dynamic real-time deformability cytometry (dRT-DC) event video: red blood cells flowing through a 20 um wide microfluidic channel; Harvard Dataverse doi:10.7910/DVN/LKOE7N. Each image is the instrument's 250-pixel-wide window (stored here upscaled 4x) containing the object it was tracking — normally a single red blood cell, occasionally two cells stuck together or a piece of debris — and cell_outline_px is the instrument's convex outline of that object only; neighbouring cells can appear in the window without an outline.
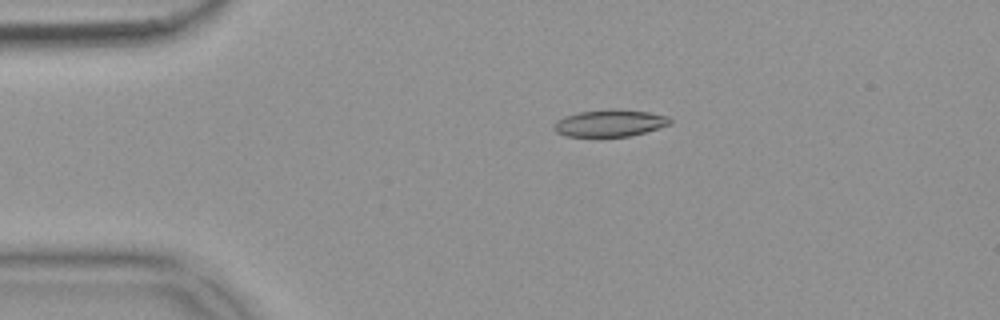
{"species": "common noctule bat (a hibernating species)", "species_latin": "Nyctalus noctula", "temperature_condition": "warm", "stored_images_in_passage": 55, "camera_frame_rate_fps": 3000, "um_per_image_px": 0.085, "animal": {"sex": "female", "body_mass_g": 18.4}, "frame": {"image": 1, "passage_image": 11, "time_ms": 3.333, "image_size_px": [1000, 320], "cell_outline_px": [[672, 124], [632, 136], [564, 136], [556, 132], [552, 128], [552, 124], [556, 120], [564, 116], [576, 112], [612, 108], [616, 108], [648, 112], [668, 116], [672, 120]], "centroid_in_image_um": [51.81, 10.45], "position_along_channel_um": 33.2, "area_um2": 18.61}}
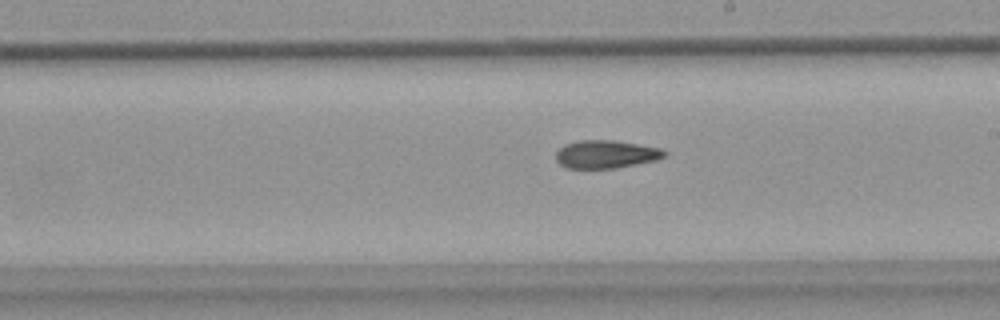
{"frame": {"image": 2, "passage_image": 31, "time_ms": 10.0, "image_size_px": [1000, 320], "cell_outline_px": [[668, 152], [664, 156], [656, 160], [616, 168], [568, 168], [560, 164], [556, 160], [556, 152], [564, 144], [580, 140], [612, 140], [660, 148]], "centroid_in_image_um": [51.49, 13.11], "position_along_channel_um": 237.5, "area_um2": 17.57}}
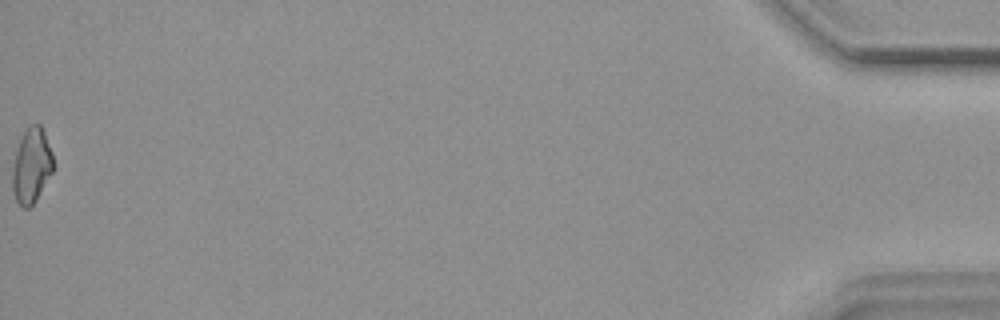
{"frame": {"image": 3, "passage_image": 55, "time_ms": 18.0, "image_size_px": [1000, 320], "cell_outline_px": [[52, 172], [36, 200], [28, 208], [24, 208], [16, 200], [12, 188], [12, 168], [16, 148], [24, 132], [32, 124], [40, 124], [44, 132], [52, 152]], "centroid_in_image_um": [2.66, 14.08], "position_along_channel_um": 432.5, "area_um2": 17.57}, "authors_computed_cell_mechanics": {"area_um2": 18.1492, "velocity_mm_per_s": 3.6941, "shape_relaxation_time_tau1_ms": null, "shape_relaxation_time_tau2_ms": 9.3881, "deformation_change_tau1": null, "deformation_change_tau2": 0.179}}